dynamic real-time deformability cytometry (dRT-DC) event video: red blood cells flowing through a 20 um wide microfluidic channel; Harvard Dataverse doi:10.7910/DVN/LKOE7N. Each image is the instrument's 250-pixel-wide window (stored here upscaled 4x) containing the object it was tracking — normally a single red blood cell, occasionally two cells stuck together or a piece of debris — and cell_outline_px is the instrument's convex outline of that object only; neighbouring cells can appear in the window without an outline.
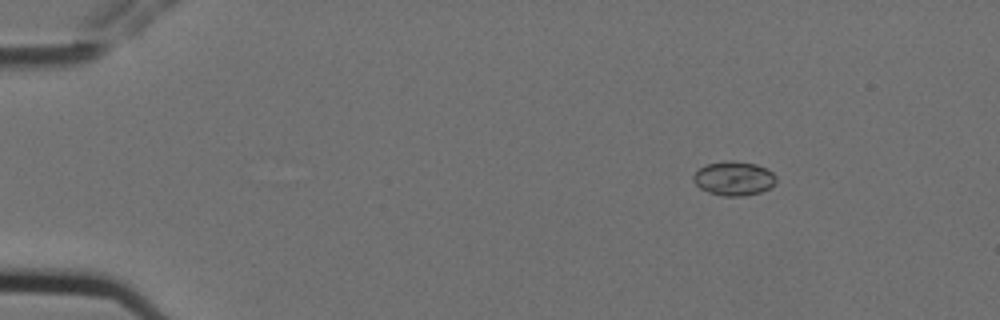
{"species": "Egyptian fruit bat (a non-hibernating species)", "species_latin": "Rousettus aegyptiacus", "temperature_condition": "cold", "stored_images_in_passage": 5, "camera_frame_rate_fps": 3000, "um_per_image_px": 0.085, "animal": {"sex": "female"}, "frame": {"image": 1, "passage_image": 2, "time_ms": 0.333, "image_size_px": [1000, 320], "cell_outline_px": [[776, 184], [760, 192], [744, 196], [724, 196], [708, 192], [700, 188], [692, 180], [692, 176], [700, 168], [708, 164], [728, 160], [732, 160], [756, 164], [772, 172], [776, 176]], "centroid_in_image_um": [62.38, 15.17], "position_along_channel_um": 22.6, "area_um2": 16.42}}